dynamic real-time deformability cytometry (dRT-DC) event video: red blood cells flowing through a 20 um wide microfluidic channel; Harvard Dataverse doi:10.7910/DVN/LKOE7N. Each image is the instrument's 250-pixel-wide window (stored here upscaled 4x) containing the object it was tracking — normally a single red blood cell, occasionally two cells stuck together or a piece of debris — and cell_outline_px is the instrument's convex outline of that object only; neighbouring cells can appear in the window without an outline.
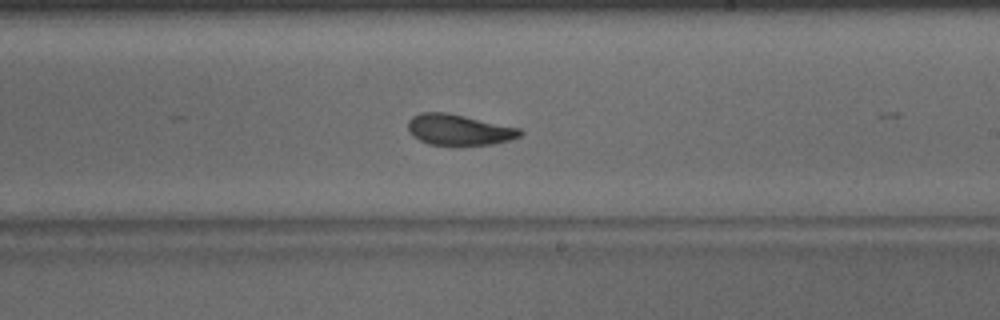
{"species": "common noctule bat (a hibernating species)", "species_latin": "Nyctalus noctula", "temperature_condition": "warm", "stored_images_in_passage": 22, "camera_frame_rate_fps": 3000, "um_per_image_px": 0.085, "animal": {"sex": "male", "body_mass_g": 15.6}, "frame": {"image": 1, "passage_image": 21, "time_ms": 6.667, "image_size_px": [1000, 320], "cell_outline_px": [[524, 132], [520, 136], [508, 140], [492, 144], [432, 144], [420, 140], [412, 136], [408, 132], [408, 120], [412, 116], [420, 112], [448, 112], [520, 128]], "centroid_in_image_um": [38.98, 11.0], "position_along_channel_um": 250.0, "area_um2": 20.0}}